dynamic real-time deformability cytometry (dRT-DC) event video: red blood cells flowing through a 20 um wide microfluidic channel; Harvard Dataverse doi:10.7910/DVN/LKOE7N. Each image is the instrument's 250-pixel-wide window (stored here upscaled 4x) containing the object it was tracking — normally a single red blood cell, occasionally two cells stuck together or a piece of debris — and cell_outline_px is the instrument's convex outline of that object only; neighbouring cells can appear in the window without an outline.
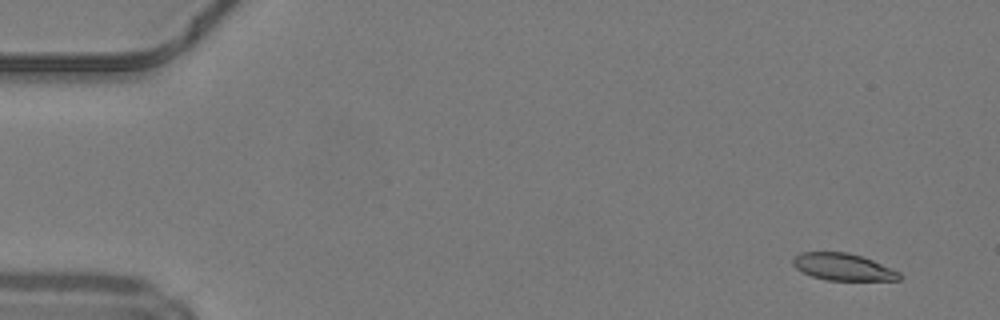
{"species": "common noctule bat (a hibernating species)", "species_latin": "Nyctalus noctula", "temperature_condition": "warm", "stored_images_in_passage": 47, "camera_frame_rate_fps": 3000, "um_per_image_px": 0.085, "animal": {"sex": "male", "body_mass_g": 19.2, "forearm_length_mm": 51.8}, "frame": {"image": 1, "passage_image": 1, "time_ms": 0.0, "image_size_px": [1000, 320], "cell_outline_px": [[900, 280], [824, 280], [812, 276], [796, 268], [792, 264], [792, 256], [800, 252], [848, 252], [864, 256], [892, 268], [900, 272]], "centroid_in_image_um": [71.64, 22.67], "position_along_channel_um": 13.4, "area_um2": 16.94}}
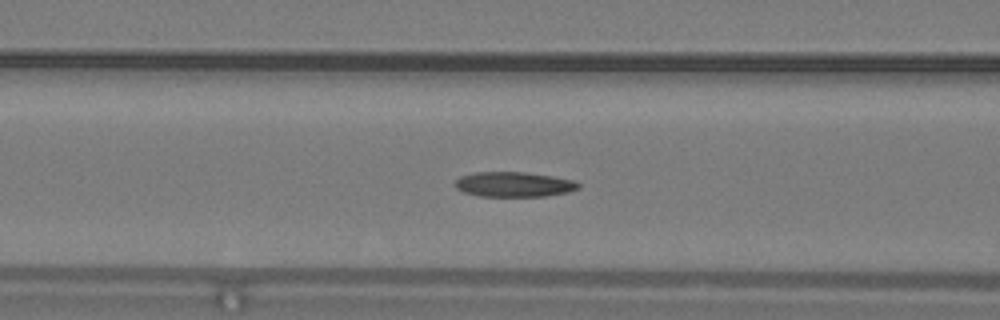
{"frame": {"image": 2, "passage_image": 18, "time_ms": 5.667, "image_size_px": [1000, 320], "cell_outline_px": [[580, 188], [568, 192], [544, 196], [480, 196], [464, 192], [456, 188], [452, 184], [460, 176], [476, 172], [524, 172], [552, 176], [576, 180], [580, 184]], "centroid_in_image_um": [43.68, 15.67], "position_along_channel_um": 122.9, "area_um2": 18.03}}
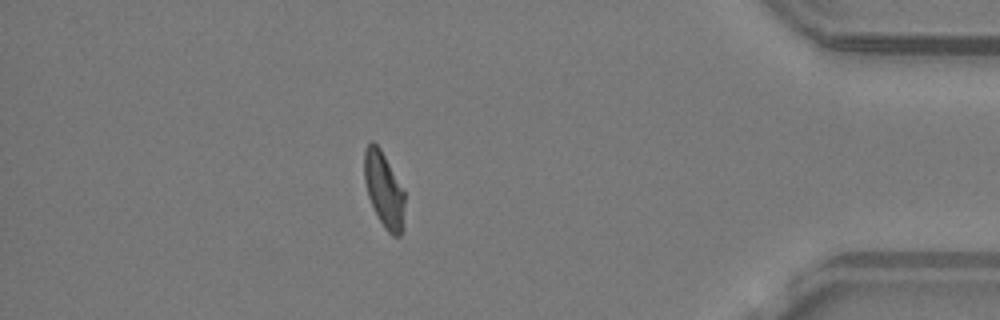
{"frame": {"image": 3, "passage_image": 41, "time_ms": 13.333, "image_size_px": [1000, 320], "cell_outline_px": [[404, 204], [400, 236], [392, 236], [384, 228], [368, 196], [364, 180], [364, 148], [372, 140], [380, 148], [404, 192]], "centroid_in_image_um": [32.6, 16.09], "position_along_channel_um": 402.6, "area_um2": 17.22}, "authors_computed_cell_mechanics": {"area_um2": 18.0914, "velocity_mm_per_s": 4.1966, "shape_relaxation_time_tau1_ms": null, "shape_relaxation_time_tau2_ms": 3.6778, "deformation_change_tau1": null, "deformation_change_tau2": 0.1126}}